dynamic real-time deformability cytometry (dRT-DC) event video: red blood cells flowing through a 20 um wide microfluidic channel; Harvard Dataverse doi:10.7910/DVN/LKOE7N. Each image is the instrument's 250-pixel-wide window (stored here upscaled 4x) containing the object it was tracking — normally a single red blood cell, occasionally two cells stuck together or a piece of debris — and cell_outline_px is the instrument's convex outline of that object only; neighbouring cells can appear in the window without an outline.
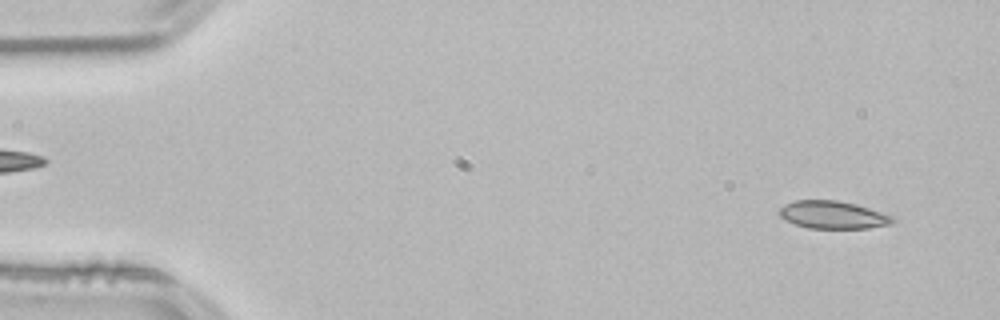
{"species": "common noctule bat (a hibernating species)", "species_latin": "Nyctalus noctula", "temperature_condition": "room temperature", "stored_images_in_passage": 53, "camera_frame_rate_fps": 3000, "um_per_image_px": 0.085, "animal": {"sex": "male", "body_mass_g": 21.5, "forearm_length_mm": 52.0}, "frame": {"image": 1, "passage_image": 4, "time_ms": 1.0, "image_size_px": [1000, 320], "cell_outline_px": [[896, 220], [892, 224], [868, 228], [808, 228], [784, 220], [780, 216], [780, 208], [784, 204], [796, 200], [836, 200], [856, 204], [892, 216]], "centroid_in_image_um": [70.79, 18.26], "position_along_channel_um": 14.2, "area_um2": 18.21}}
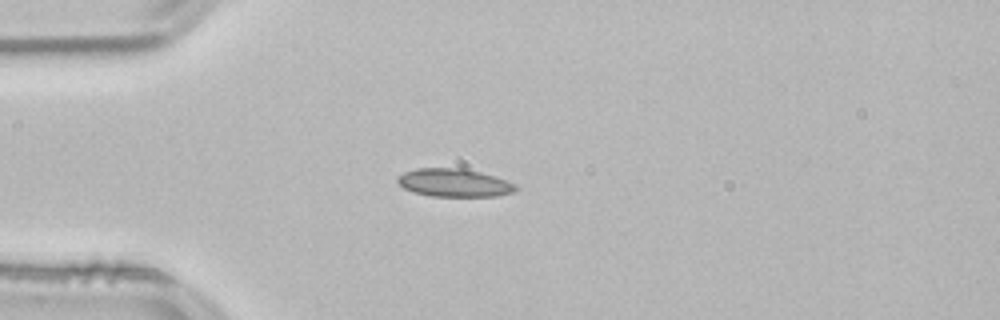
{"frame": {"image": 2, "passage_image": 14, "time_ms": 4.333, "image_size_px": [1000, 320], "cell_outline_px": [[520, 188], [516, 192], [496, 196], [432, 196], [416, 192], [404, 188], [396, 180], [396, 176], [404, 172], [416, 168], [460, 168], [480, 172], [516, 184]], "centroid_in_image_um": [38.62, 15.53], "position_along_channel_um": 46.4, "area_um2": 19.25}}
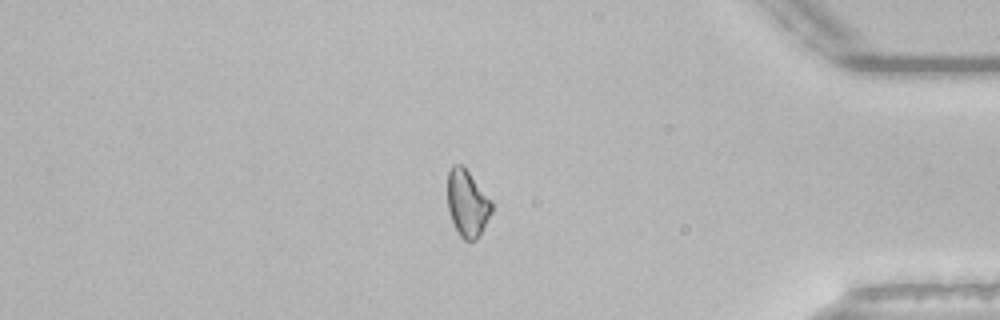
{"frame": {"image": 3, "passage_image": 45, "time_ms": 14.667, "image_size_px": [1000, 320], "cell_outline_px": [[492, 212], [476, 240], [464, 240], [460, 236], [452, 220], [448, 208], [448, 172], [452, 164], [460, 164], [468, 172], [492, 200]], "centroid_in_image_um": [39.72, 17.28], "position_along_channel_um": 395.5, "area_um2": 16.88}, "authors_computed_cell_mechanics": {"area_um2": 18.0336, "velocity_mm_per_s": 3.8404, "shape_relaxation_time_tau1_ms": 6.7047, "shape_relaxation_time_tau2_ms": 5.2496, "deformation_change_tau1": 0.1294, "deformation_change_tau2": 0.121}}